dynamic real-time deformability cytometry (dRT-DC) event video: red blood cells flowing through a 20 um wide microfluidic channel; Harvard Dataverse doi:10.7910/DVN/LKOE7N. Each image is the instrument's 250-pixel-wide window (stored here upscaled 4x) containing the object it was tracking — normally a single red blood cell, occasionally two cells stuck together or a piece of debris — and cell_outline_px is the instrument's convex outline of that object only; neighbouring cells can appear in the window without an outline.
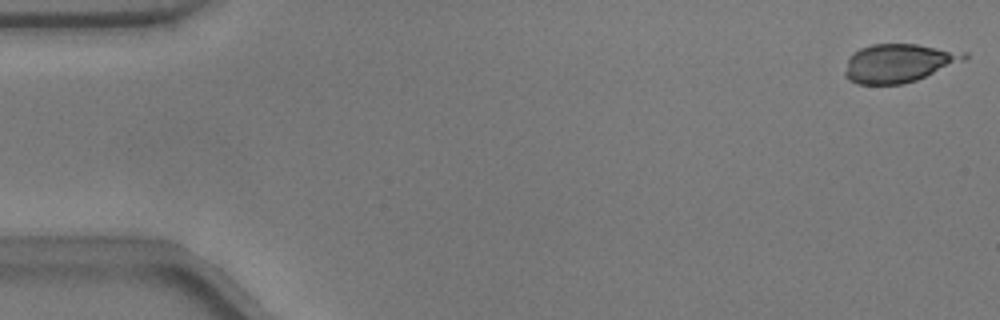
{"species": "common noctule bat (a hibernating species)", "species_latin": "Nyctalus noctula", "temperature_condition": "warm", "stored_images_in_passage": 6, "camera_frame_rate_fps": 3000, "um_per_image_px": 0.085, "animal": {"sex": "male", "body_mass_g": 17.9}, "frame": {"image": 1, "passage_image": 1, "time_ms": 0.0, "image_size_px": [1000, 320], "cell_outline_px": [[968, 56], [964, 60], [916, 80], [904, 84], [856, 84], [848, 80], [844, 76], [844, 72], [848, 56], [852, 52], [860, 48], [872, 44], [916, 44], [968, 52]], "centroid_in_image_um": [76.33, 5.36], "position_along_channel_um": 8.7, "area_um2": 26.88}}